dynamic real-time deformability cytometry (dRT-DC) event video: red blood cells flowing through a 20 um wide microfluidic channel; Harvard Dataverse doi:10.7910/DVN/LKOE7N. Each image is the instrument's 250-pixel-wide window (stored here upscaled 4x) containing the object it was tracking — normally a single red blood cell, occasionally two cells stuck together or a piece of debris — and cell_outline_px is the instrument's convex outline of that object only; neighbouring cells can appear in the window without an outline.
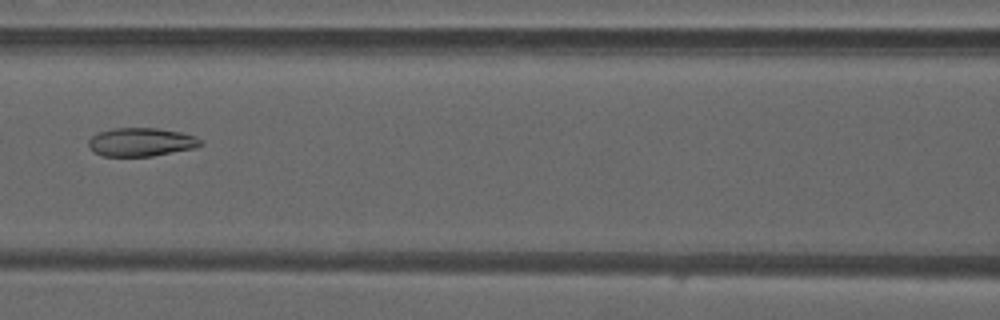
{"species": "common noctule bat (a hibernating species)", "species_latin": "Nyctalus noctula", "temperature_condition": "warm", "stored_images_in_passage": 48, "camera_frame_rate_fps": 3000, "um_per_image_px": 0.085, "animal": {"sex": "male", "forearm_length_mm": 52.5}, "frame": {"image": 1, "passage_image": 22, "time_ms": 7.0, "image_size_px": [1000, 320], "cell_outline_px": [[204, 144], [196, 148], [152, 156], [104, 156], [92, 152], [88, 148], [88, 140], [92, 136], [100, 132], [112, 128], [156, 128], [180, 132], [196, 136]], "centroid_in_image_um": [11.99, 12.08], "position_along_channel_um": 154.6, "area_um2": 18.73}}
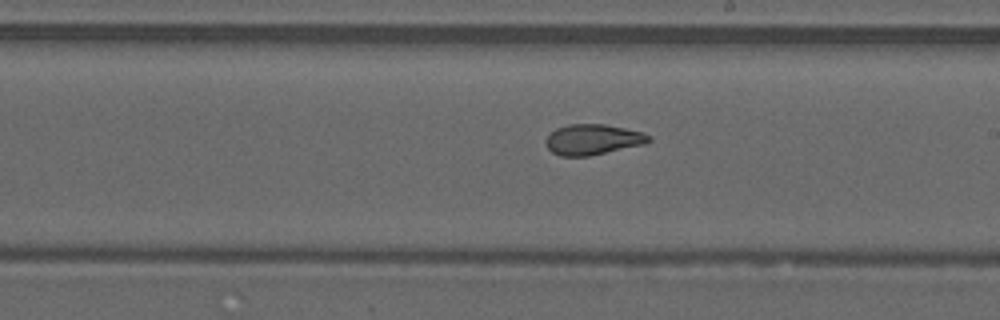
{"frame": {"image": 2, "passage_image": 28, "time_ms": 9.0, "image_size_px": [1000, 320], "cell_outline_px": [[652, 140], [644, 144], [588, 156], [560, 156], [552, 152], [548, 148], [544, 140], [556, 128], [568, 124], [604, 124], [624, 128], [640, 132], [652, 136]], "centroid_in_image_um": [50.37, 11.86], "position_along_channel_um": 238.6, "area_um2": 18.21}}
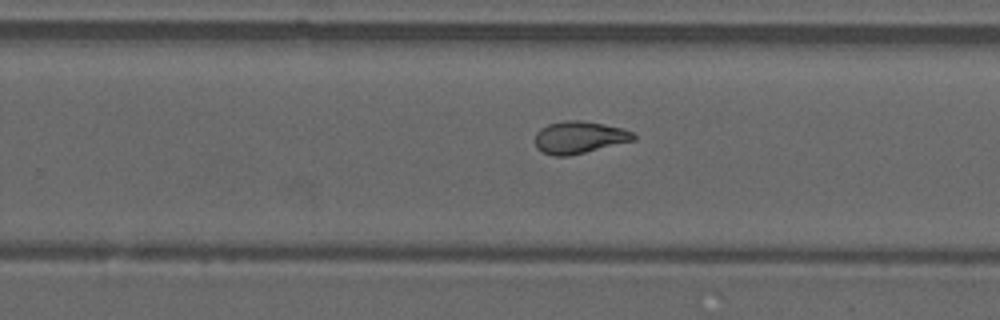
{"frame": {"image": 3, "passage_image": 31, "time_ms": 10.0, "image_size_px": [1000, 320], "cell_outline_px": [[636, 140], [568, 156], [552, 156], [540, 152], [536, 148], [536, 132], [540, 128], [548, 124], [564, 120], [580, 120], [604, 124], [624, 128], [632, 132], [636, 136]], "centroid_in_image_um": [49.23, 11.68], "position_along_channel_um": 280.6, "area_um2": 18.67}, "authors_computed_cell_mechanics": {"area_um2": 19.7098, "velocity_mm_per_s": 4.2091, "shape_relaxation_time_tau1_ms": null, "shape_relaxation_time_tau2_ms": 1.819, "deformation_change_tau1": null, "deformation_change_tau2": 0.0853}}